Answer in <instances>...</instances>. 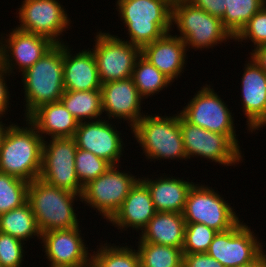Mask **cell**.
<instances>
[{"mask_svg": "<svg viewBox=\"0 0 266 267\" xmlns=\"http://www.w3.org/2000/svg\"><path fill=\"white\" fill-rule=\"evenodd\" d=\"M19 17L18 30L45 36L55 44H61L56 37L69 24L67 14L56 0H24Z\"/></svg>", "mask_w": 266, "mask_h": 267, "instance_id": "cell-14", "label": "cell"}, {"mask_svg": "<svg viewBox=\"0 0 266 267\" xmlns=\"http://www.w3.org/2000/svg\"><path fill=\"white\" fill-rule=\"evenodd\" d=\"M185 48L184 40L167 33L145 45L141 49V55L172 81L184 67Z\"/></svg>", "mask_w": 266, "mask_h": 267, "instance_id": "cell-20", "label": "cell"}, {"mask_svg": "<svg viewBox=\"0 0 266 267\" xmlns=\"http://www.w3.org/2000/svg\"><path fill=\"white\" fill-rule=\"evenodd\" d=\"M265 4L266 0H225L223 26L235 37Z\"/></svg>", "mask_w": 266, "mask_h": 267, "instance_id": "cell-28", "label": "cell"}, {"mask_svg": "<svg viewBox=\"0 0 266 267\" xmlns=\"http://www.w3.org/2000/svg\"><path fill=\"white\" fill-rule=\"evenodd\" d=\"M242 76V95L248 127L257 129L266 125V73L251 58Z\"/></svg>", "mask_w": 266, "mask_h": 267, "instance_id": "cell-19", "label": "cell"}, {"mask_svg": "<svg viewBox=\"0 0 266 267\" xmlns=\"http://www.w3.org/2000/svg\"><path fill=\"white\" fill-rule=\"evenodd\" d=\"M26 121H29L38 130L37 132L51 134L52 138L74 137L79 124L61 101L39 106Z\"/></svg>", "mask_w": 266, "mask_h": 267, "instance_id": "cell-23", "label": "cell"}, {"mask_svg": "<svg viewBox=\"0 0 266 267\" xmlns=\"http://www.w3.org/2000/svg\"><path fill=\"white\" fill-rule=\"evenodd\" d=\"M93 54L101 84L131 78L141 48L108 33H99Z\"/></svg>", "mask_w": 266, "mask_h": 267, "instance_id": "cell-9", "label": "cell"}, {"mask_svg": "<svg viewBox=\"0 0 266 267\" xmlns=\"http://www.w3.org/2000/svg\"><path fill=\"white\" fill-rule=\"evenodd\" d=\"M28 186L27 181L0 172V215L28 201Z\"/></svg>", "mask_w": 266, "mask_h": 267, "instance_id": "cell-31", "label": "cell"}, {"mask_svg": "<svg viewBox=\"0 0 266 267\" xmlns=\"http://www.w3.org/2000/svg\"><path fill=\"white\" fill-rule=\"evenodd\" d=\"M131 78L142 97L159 92L172 82L142 55L136 61Z\"/></svg>", "mask_w": 266, "mask_h": 267, "instance_id": "cell-30", "label": "cell"}, {"mask_svg": "<svg viewBox=\"0 0 266 267\" xmlns=\"http://www.w3.org/2000/svg\"><path fill=\"white\" fill-rule=\"evenodd\" d=\"M138 254L140 267H182L181 248L140 242Z\"/></svg>", "mask_w": 266, "mask_h": 267, "instance_id": "cell-29", "label": "cell"}, {"mask_svg": "<svg viewBox=\"0 0 266 267\" xmlns=\"http://www.w3.org/2000/svg\"><path fill=\"white\" fill-rule=\"evenodd\" d=\"M115 247V248H114ZM102 246L98 253L90 256L98 267H140V258L136 252L127 247ZM130 249V250H129Z\"/></svg>", "mask_w": 266, "mask_h": 267, "instance_id": "cell-33", "label": "cell"}, {"mask_svg": "<svg viewBox=\"0 0 266 267\" xmlns=\"http://www.w3.org/2000/svg\"><path fill=\"white\" fill-rule=\"evenodd\" d=\"M150 192L153 204L157 212H177L184 210L186 198L189 190L193 186L192 182L180 179H158L143 180Z\"/></svg>", "mask_w": 266, "mask_h": 267, "instance_id": "cell-25", "label": "cell"}, {"mask_svg": "<svg viewBox=\"0 0 266 267\" xmlns=\"http://www.w3.org/2000/svg\"><path fill=\"white\" fill-rule=\"evenodd\" d=\"M181 32L186 46L204 48L234 37L223 26L222 20L212 16L187 0L172 2V18ZM188 44V45H187Z\"/></svg>", "mask_w": 266, "mask_h": 267, "instance_id": "cell-5", "label": "cell"}, {"mask_svg": "<svg viewBox=\"0 0 266 267\" xmlns=\"http://www.w3.org/2000/svg\"><path fill=\"white\" fill-rule=\"evenodd\" d=\"M117 4L132 45L142 49L169 33L173 24L170 0H118Z\"/></svg>", "mask_w": 266, "mask_h": 267, "instance_id": "cell-2", "label": "cell"}, {"mask_svg": "<svg viewBox=\"0 0 266 267\" xmlns=\"http://www.w3.org/2000/svg\"><path fill=\"white\" fill-rule=\"evenodd\" d=\"M60 101L79 122L83 117L97 118L103 112L101 90H65Z\"/></svg>", "mask_w": 266, "mask_h": 267, "instance_id": "cell-27", "label": "cell"}, {"mask_svg": "<svg viewBox=\"0 0 266 267\" xmlns=\"http://www.w3.org/2000/svg\"><path fill=\"white\" fill-rule=\"evenodd\" d=\"M28 123V129L9 126L0 147V172L30 183L40 176L44 140Z\"/></svg>", "mask_w": 266, "mask_h": 267, "instance_id": "cell-1", "label": "cell"}, {"mask_svg": "<svg viewBox=\"0 0 266 267\" xmlns=\"http://www.w3.org/2000/svg\"><path fill=\"white\" fill-rule=\"evenodd\" d=\"M1 123L2 122L0 121V147L2 145V141L4 139L5 134H6L7 130L9 129V127L3 128L4 126Z\"/></svg>", "mask_w": 266, "mask_h": 267, "instance_id": "cell-42", "label": "cell"}, {"mask_svg": "<svg viewBox=\"0 0 266 267\" xmlns=\"http://www.w3.org/2000/svg\"><path fill=\"white\" fill-rule=\"evenodd\" d=\"M180 131L187 158L195 154L228 166L240 161L239 148L226 135L193 125L181 115Z\"/></svg>", "mask_w": 266, "mask_h": 267, "instance_id": "cell-13", "label": "cell"}, {"mask_svg": "<svg viewBox=\"0 0 266 267\" xmlns=\"http://www.w3.org/2000/svg\"><path fill=\"white\" fill-rule=\"evenodd\" d=\"M6 43L8 44L4 46L0 42V66L8 71V73L13 69L11 68L13 65L10 64L12 60L9 59V51L19 67H21V71L24 72L55 45L54 42L45 36L27 33L17 28L13 30ZM7 46L8 51L6 50Z\"/></svg>", "mask_w": 266, "mask_h": 267, "instance_id": "cell-17", "label": "cell"}, {"mask_svg": "<svg viewBox=\"0 0 266 267\" xmlns=\"http://www.w3.org/2000/svg\"><path fill=\"white\" fill-rule=\"evenodd\" d=\"M45 142L43 141L39 178L57 188L82 195L84 187L80 184L75 170L77 152L75 139L52 138L49 145Z\"/></svg>", "mask_w": 266, "mask_h": 267, "instance_id": "cell-7", "label": "cell"}, {"mask_svg": "<svg viewBox=\"0 0 266 267\" xmlns=\"http://www.w3.org/2000/svg\"><path fill=\"white\" fill-rule=\"evenodd\" d=\"M0 232L9 234L22 241L37 235H42L37 226L31 205L27 201L20 207L0 215Z\"/></svg>", "mask_w": 266, "mask_h": 267, "instance_id": "cell-26", "label": "cell"}, {"mask_svg": "<svg viewBox=\"0 0 266 267\" xmlns=\"http://www.w3.org/2000/svg\"><path fill=\"white\" fill-rule=\"evenodd\" d=\"M186 223L177 212H157L142 231L140 242L183 249Z\"/></svg>", "mask_w": 266, "mask_h": 267, "instance_id": "cell-24", "label": "cell"}, {"mask_svg": "<svg viewBox=\"0 0 266 267\" xmlns=\"http://www.w3.org/2000/svg\"><path fill=\"white\" fill-rule=\"evenodd\" d=\"M64 45L63 79L65 90H101L97 63L93 52L82 51L70 55Z\"/></svg>", "mask_w": 266, "mask_h": 267, "instance_id": "cell-22", "label": "cell"}, {"mask_svg": "<svg viewBox=\"0 0 266 267\" xmlns=\"http://www.w3.org/2000/svg\"><path fill=\"white\" fill-rule=\"evenodd\" d=\"M22 242L0 232V263L2 267H20L23 258Z\"/></svg>", "mask_w": 266, "mask_h": 267, "instance_id": "cell-36", "label": "cell"}, {"mask_svg": "<svg viewBox=\"0 0 266 267\" xmlns=\"http://www.w3.org/2000/svg\"><path fill=\"white\" fill-rule=\"evenodd\" d=\"M250 38L259 46L266 45V5H264L234 37L236 40Z\"/></svg>", "mask_w": 266, "mask_h": 267, "instance_id": "cell-35", "label": "cell"}, {"mask_svg": "<svg viewBox=\"0 0 266 267\" xmlns=\"http://www.w3.org/2000/svg\"><path fill=\"white\" fill-rule=\"evenodd\" d=\"M98 267L92 260L91 261H89V263H87V264H85V265H83L82 267Z\"/></svg>", "mask_w": 266, "mask_h": 267, "instance_id": "cell-43", "label": "cell"}, {"mask_svg": "<svg viewBox=\"0 0 266 267\" xmlns=\"http://www.w3.org/2000/svg\"><path fill=\"white\" fill-rule=\"evenodd\" d=\"M40 238L44 242L51 267H82L91 260L87 259V247L80 237L78 227L43 232Z\"/></svg>", "mask_w": 266, "mask_h": 267, "instance_id": "cell-16", "label": "cell"}, {"mask_svg": "<svg viewBox=\"0 0 266 267\" xmlns=\"http://www.w3.org/2000/svg\"><path fill=\"white\" fill-rule=\"evenodd\" d=\"M251 55V58H253L259 67L266 73V45L255 48Z\"/></svg>", "mask_w": 266, "mask_h": 267, "instance_id": "cell-40", "label": "cell"}, {"mask_svg": "<svg viewBox=\"0 0 266 267\" xmlns=\"http://www.w3.org/2000/svg\"><path fill=\"white\" fill-rule=\"evenodd\" d=\"M232 208L214 190L193 186L188 192L182 215L186 224L199 223L224 232L240 220Z\"/></svg>", "mask_w": 266, "mask_h": 267, "instance_id": "cell-8", "label": "cell"}, {"mask_svg": "<svg viewBox=\"0 0 266 267\" xmlns=\"http://www.w3.org/2000/svg\"><path fill=\"white\" fill-rule=\"evenodd\" d=\"M216 234L204 224H186L182 253H206Z\"/></svg>", "mask_w": 266, "mask_h": 267, "instance_id": "cell-34", "label": "cell"}, {"mask_svg": "<svg viewBox=\"0 0 266 267\" xmlns=\"http://www.w3.org/2000/svg\"><path fill=\"white\" fill-rule=\"evenodd\" d=\"M133 132L148 158H187L180 131V115L171 118L144 115L133 127Z\"/></svg>", "mask_w": 266, "mask_h": 267, "instance_id": "cell-6", "label": "cell"}, {"mask_svg": "<svg viewBox=\"0 0 266 267\" xmlns=\"http://www.w3.org/2000/svg\"><path fill=\"white\" fill-rule=\"evenodd\" d=\"M112 165L92 152L77 148L75 170L80 184L84 187L90 181L105 173Z\"/></svg>", "mask_w": 266, "mask_h": 267, "instance_id": "cell-32", "label": "cell"}, {"mask_svg": "<svg viewBox=\"0 0 266 267\" xmlns=\"http://www.w3.org/2000/svg\"><path fill=\"white\" fill-rule=\"evenodd\" d=\"M182 267H224L207 253H183Z\"/></svg>", "mask_w": 266, "mask_h": 267, "instance_id": "cell-37", "label": "cell"}, {"mask_svg": "<svg viewBox=\"0 0 266 267\" xmlns=\"http://www.w3.org/2000/svg\"><path fill=\"white\" fill-rule=\"evenodd\" d=\"M156 213L148 187L139 179L109 221L122 229L130 226L143 230Z\"/></svg>", "mask_w": 266, "mask_h": 267, "instance_id": "cell-21", "label": "cell"}, {"mask_svg": "<svg viewBox=\"0 0 266 267\" xmlns=\"http://www.w3.org/2000/svg\"><path fill=\"white\" fill-rule=\"evenodd\" d=\"M196 7L201 8L212 16L222 18L225 11L226 5L225 0H187Z\"/></svg>", "mask_w": 266, "mask_h": 267, "instance_id": "cell-38", "label": "cell"}, {"mask_svg": "<svg viewBox=\"0 0 266 267\" xmlns=\"http://www.w3.org/2000/svg\"><path fill=\"white\" fill-rule=\"evenodd\" d=\"M116 169V166H111L105 173L85 185L80 198L94 206L93 208L109 220L119 210L131 188L139 180Z\"/></svg>", "mask_w": 266, "mask_h": 267, "instance_id": "cell-10", "label": "cell"}, {"mask_svg": "<svg viewBox=\"0 0 266 267\" xmlns=\"http://www.w3.org/2000/svg\"><path fill=\"white\" fill-rule=\"evenodd\" d=\"M237 267H266V255L262 253L254 262Z\"/></svg>", "mask_w": 266, "mask_h": 267, "instance_id": "cell-41", "label": "cell"}, {"mask_svg": "<svg viewBox=\"0 0 266 267\" xmlns=\"http://www.w3.org/2000/svg\"><path fill=\"white\" fill-rule=\"evenodd\" d=\"M6 73L7 71L0 66V115H3V112L7 110L8 106L7 103H8L9 93L3 77V75Z\"/></svg>", "mask_w": 266, "mask_h": 267, "instance_id": "cell-39", "label": "cell"}, {"mask_svg": "<svg viewBox=\"0 0 266 267\" xmlns=\"http://www.w3.org/2000/svg\"><path fill=\"white\" fill-rule=\"evenodd\" d=\"M261 247L250 228L239 221L231 229L217 232L206 253L224 267H237L254 262L263 253Z\"/></svg>", "mask_w": 266, "mask_h": 267, "instance_id": "cell-12", "label": "cell"}, {"mask_svg": "<svg viewBox=\"0 0 266 267\" xmlns=\"http://www.w3.org/2000/svg\"><path fill=\"white\" fill-rule=\"evenodd\" d=\"M102 109L110 117L130 120L133 128L142 118L140 102L142 96L132 78L111 81L101 85Z\"/></svg>", "mask_w": 266, "mask_h": 267, "instance_id": "cell-18", "label": "cell"}, {"mask_svg": "<svg viewBox=\"0 0 266 267\" xmlns=\"http://www.w3.org/2000/svg\"><path fill=\"white\" fill-rule=\"evenodd\" d=\"M81 195L57 188L40 178L28 186V202L36 218L40 232L67 230L78 227L72 202Z\"/></svg>", "mask_w": 266, "mask_h": 267, "instance_id": "cell-4", "label": "cell"}, {"mask_svg": "<svg viewBox=\"0 0 266 267\" xmlns=\"http://www.w3.org/2000/svg\"><path fill=\"white\" fill-rule=\"evenodd\" d=\"M64 45L55 44L23 74L28 117L39 106L60 101L65 91L63 79Z\"/></svg>", "mask_w": 266, "mask_h": 267, "instance_id": "cell-3", "label": "cell"}, {"mask_svg": "<svg viewBox=\"0 0 266 267\" xmlns=\"http://www.w3.org/2000/svg\"><path fill=\"white\" fill-rule=\"evenodd\" d=\"M180 115L189 123L226 135L238 148L232 115L226 105L207 86L198 91Z\"/></svg>", "mask_w": 266, "mask_h": 267, "instance_id": "cell-11", "label": "cell"}, {"mask_svg": "<svg viewBox=\"0 0 266 267\" xmlns=\"http://www.w3.org/2000/svg\"><path fill=\"white\" fill-rule=\"evenodd\" d=\"M77 148L92 152L115 166L121 155L119 134L105 120L79 122L74 137Z\"/></svg>", "mask_w": 266, "mask_h": 267, "instance_id": "cell-15", "label": "cell"}]
</instances>
